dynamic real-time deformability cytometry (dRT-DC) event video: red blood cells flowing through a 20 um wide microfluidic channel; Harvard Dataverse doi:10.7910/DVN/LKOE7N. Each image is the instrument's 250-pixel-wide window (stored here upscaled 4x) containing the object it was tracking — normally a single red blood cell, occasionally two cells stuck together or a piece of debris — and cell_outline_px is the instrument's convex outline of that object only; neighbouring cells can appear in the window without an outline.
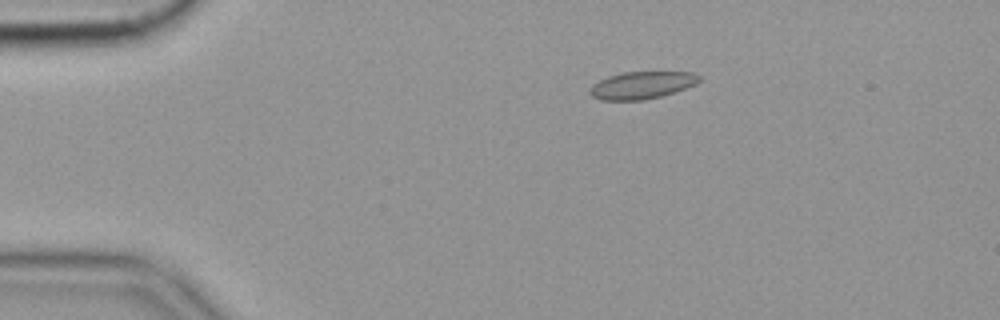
{"species": "common noctule bat (a hibernating species)", "species_latin": "Nyctalus noctula", "temperature_condition": "cold", "stored_images_in_passage": 53, "camera_frame_rate_fps": 3000, "um_per_image_px": 0.085, "animal": {"sex": "female", "body_mass_g": 19.9}, "frame": {"image": 1, "passage_image": 7, "time_ms": 2.0, "image_size_px": [1000, 320], "cell_outline_px": [[700, 80], [696, 84], [660, 96], [644, 100], [600, 100], [592, 96], [588, 92], [592, 84], [608, 76], [624, 72], [692, 72], [700, 76]], "centroid_in_image_um": [54.52, 7.24], "position_along_channel_um": 30.5, "area_um2": 17.28}}
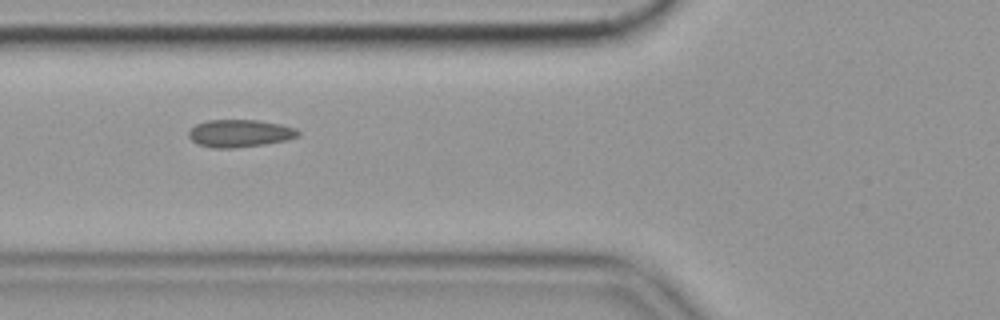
{"frame": {"image": 2, "passage_image": 18, "time_ms": 5.667, "image_size_px": [1000, 320], "cell_outline_px": [[300, 136], [288, 140], [264, 144], [232, 148], [212, 148], [196, 144], [188, 136], [188, 132], [196, 124], [208, 120], [256, 120], [280, 124], [296, 128], [300, 132]], "centroid_in_image_um": [20.39, 11.34], "position_along_channel_um": 105.4, "area_um2": 17.63}}
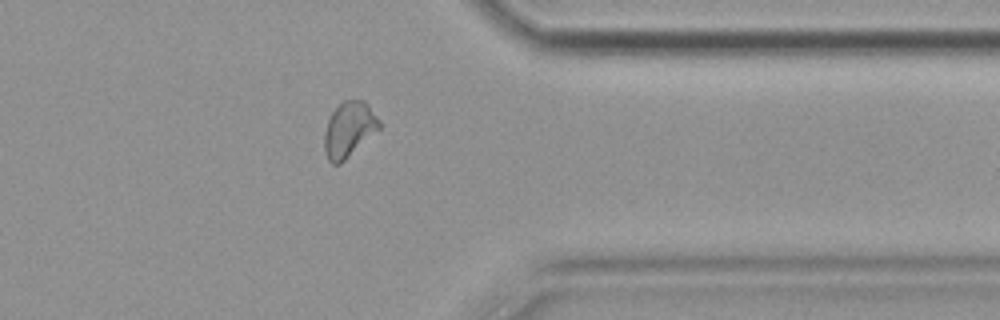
{"frame": {"image": 3, "passage_image": 42, "time_ms": 13.667, "image_size_px": [1000, 320], "cell_outline_px": [[380, 128], [340, 164], [332, 164], [328, 160], [324, 148], [324, 132], [328, 120], [332, 112], [344, 100], [364, 100], [368, 104], [380, 120]], "centroid_in_image_um": [29.66, 11.0], "position_along_channel_um": 381.7, "area_um2": 17.51}, "authors_computed_cell_mechanics": {"area_um2": 17.1666, "velocity_mm_per_s": 3.5558, "shape_relaxation_time_tau1_ms": 6.3836, "shape_relaxation_time_tau2_ms": 0.7076, "deformation_change_tau1": 0.0949, "deformation_change_tau2": 0.0456}}